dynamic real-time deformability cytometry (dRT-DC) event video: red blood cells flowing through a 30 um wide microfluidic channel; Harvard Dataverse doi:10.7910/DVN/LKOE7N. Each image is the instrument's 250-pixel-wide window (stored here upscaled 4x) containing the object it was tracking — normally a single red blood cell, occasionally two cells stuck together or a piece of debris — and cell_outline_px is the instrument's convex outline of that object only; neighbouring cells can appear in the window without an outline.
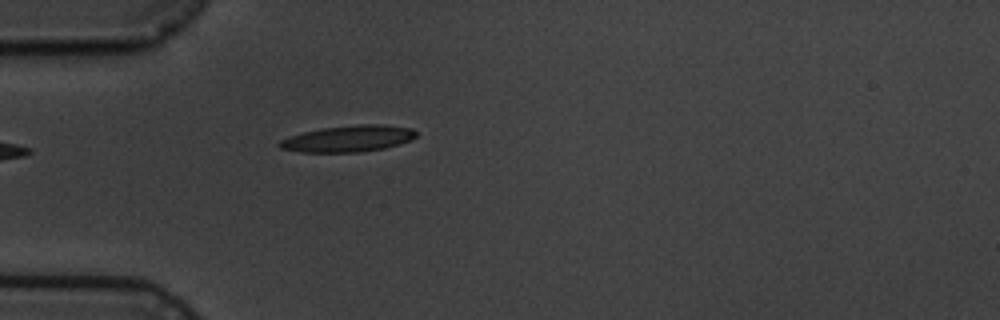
{"species": "common noctule bat (a hibernating species)", "species_latin": "Nyctalus noctula", "temperature_condition": "cold", "stored_images_in_passage": 4, "camera_frame_rate_fps": 3000, "um_per_image_px": 0.085, "animal": {"sex": "male", "body_mass_g": 19.5, "forearm_length_mm": 54.6}, "frame": {"image": 1, "passage_image": 4, "time_ms": 4.333, "image_size_px": [1000, 320], "cell_outline_px": [[416, 136], [412, 140], [400, 144], [384, 148], [360, 152], [300, 152], [280, 148], [276, 144], [280, 140], [304, 132], [324, 128], [356, 124], [384, 124], [412, 128], [416, 132]], "centroid_in_image_um": [29.64, 11.78], "position_along_channel_um": 55.4, "area_um2": 21.04}}